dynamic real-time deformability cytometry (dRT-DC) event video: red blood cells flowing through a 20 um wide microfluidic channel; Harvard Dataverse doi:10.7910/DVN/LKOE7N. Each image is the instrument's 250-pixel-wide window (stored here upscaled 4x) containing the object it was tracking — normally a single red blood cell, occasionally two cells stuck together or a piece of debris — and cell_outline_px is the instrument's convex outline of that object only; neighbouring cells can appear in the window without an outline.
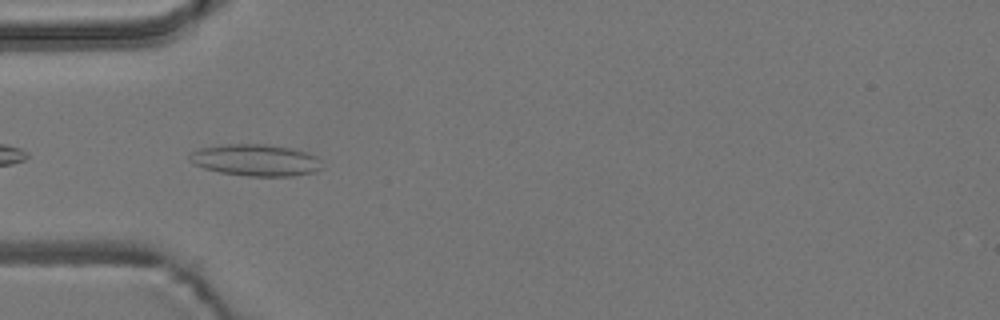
{"species": "common noctule bat (a hibernating species)", "species_latin": "Nyctalus noctula", "temperature_condition": "room temperature", "stored_images_in_passage": 6, "camera_frame_rate_fps": 3000, "um_per_image_px": 0.085, "animal": {"sex": "male", "body_mass_g": 19.2, "forearm_length_mm": 51.8}, "frame": {"image": 1, "passage_image": 5, "time_ms": 4.667, "image_size_px": [1000, 320], "cell_outline_px": [[320, 168], [316, 172], [292, 176], [248, 176], [220, 172], [204, 168], [192, 164], [188, 156], [188, 152], [200, 148], [220, 144], [268, 144], [292, 148], [316, 156], [320, 160]], "centroid_in_image_um": [21.68, 13.6], "position_along_channel_um": 63.3, "area_um2": 24.62}}